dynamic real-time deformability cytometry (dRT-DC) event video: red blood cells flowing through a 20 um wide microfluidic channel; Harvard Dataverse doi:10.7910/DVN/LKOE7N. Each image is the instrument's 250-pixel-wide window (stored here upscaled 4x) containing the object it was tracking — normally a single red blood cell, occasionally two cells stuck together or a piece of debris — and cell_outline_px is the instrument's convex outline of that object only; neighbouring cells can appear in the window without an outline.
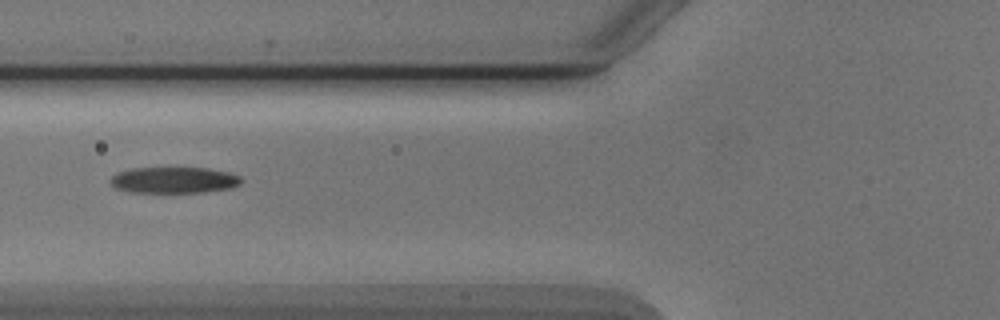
{"species": "Egyptian fruit bat (a non-hibernating species)", "species_latin": "Rousettus aegyptiacus", "temperature_condition": "cold", "stored_images_in_passage": 6, "camera_frame_rate_fps": 3000, "um_per_image_px": 0.085, "animal": {"sex": "male"}, "frame": {"image": 1, "passage_image": 3, "time_ms": 2.667, "image_size_px": [1000, 320], "cell_outline_px": [[240, 184], [232, 188], [204, 192], [132, 192], [116, 188], [108, 180], [116, 172], [132, 168], [208, 168], [228, 172], [240, 176]], "centroid_in_image_um": [14.77, 15.3], "position_along_channel_um": 111.0, "area_um2": 19.94}}
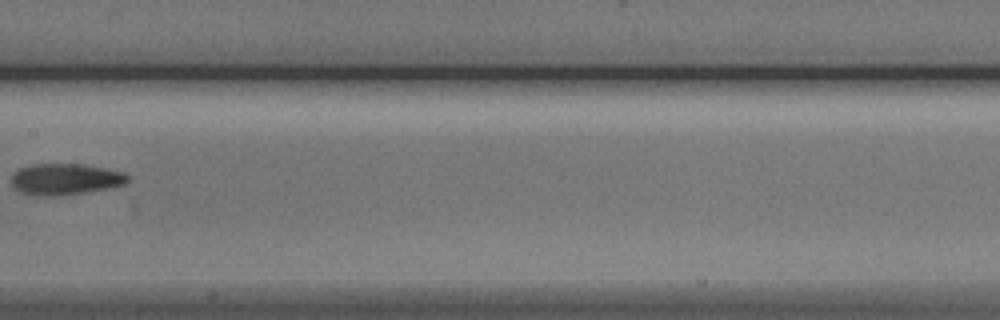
{"frame": {"image": 2, "passage_image": 5, "time_ms": 5.0, "image_size_px": [1000, 320], "cell_outline_px": [[128, 180], [124, 184], [84, 192], [52, 196], [40, 196], [20, 192], [12, 184], [12, 172], [16, 168], [32, 164], [84, 164], [124, 172], [128, 176]], "centroid_in_image_um": [5.49, 15.21], "position_along_channel_um": 201.9, "area_um2": 21.04}}
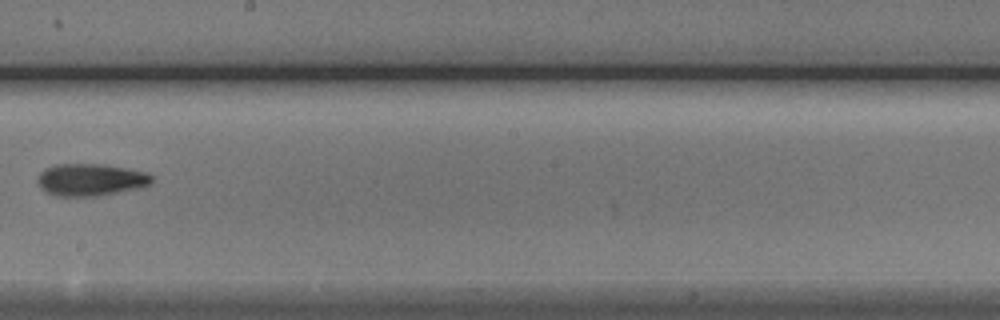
{"frame": {"image": 3, "passage_image": 6, "time_ms": 6.0, "image_size_px": [1000, 320], "cell_outline_px": [[152, 184], [140, 188], [100, 196], [56, 196], [40, 188], [36, 180], [36, 176], [40, 172], [56, 164], [104, 164], [144, 172], [152, 176]], "centroid_in_image_um": [7.69, 15.29], "position_along_channel_um": 240.5, "area_um2": 21.5}}